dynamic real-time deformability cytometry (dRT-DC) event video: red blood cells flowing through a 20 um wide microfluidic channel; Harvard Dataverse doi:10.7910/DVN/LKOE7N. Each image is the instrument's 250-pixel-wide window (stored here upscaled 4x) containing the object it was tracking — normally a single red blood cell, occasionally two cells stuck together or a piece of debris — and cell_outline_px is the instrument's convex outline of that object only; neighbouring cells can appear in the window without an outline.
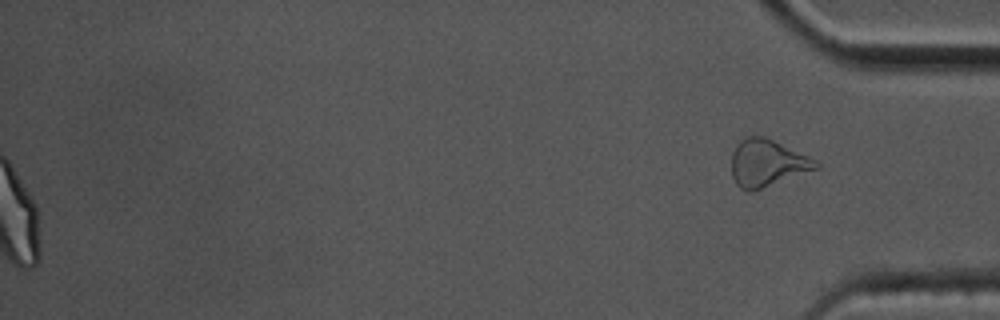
{"species": "common noctule bat (a hibernating species)", "species_latin": "Nyctalus noctula", "temperature_condition": "cold", "stored_images_in_passage": 59, "segment_of_instrument_passage": [2, 2], "camera_frame_rate_fps": 3000, "um_per_image_px": 0.085, "animal": {"sex": "male", "body_mass_g": 17.5, "forearm_length_mm": 52.3}, "frame": {"image": 1, "passage_image": 59, "time_ms": 19.333, "image_size_px": [1000, 320], "cell_outline_px": [[820, 168], [752, 192], [748, 192], [740, 188], [736, 184], [732, 176], [732, 152], [736, 144], [744, 136], [764, 136], [808, 156], [816, 160], [820, 164]], "centroid_in_image_um": [65.19, 13.87], "position_along_channel_um": 370.0, "area_um2": 23.29}}